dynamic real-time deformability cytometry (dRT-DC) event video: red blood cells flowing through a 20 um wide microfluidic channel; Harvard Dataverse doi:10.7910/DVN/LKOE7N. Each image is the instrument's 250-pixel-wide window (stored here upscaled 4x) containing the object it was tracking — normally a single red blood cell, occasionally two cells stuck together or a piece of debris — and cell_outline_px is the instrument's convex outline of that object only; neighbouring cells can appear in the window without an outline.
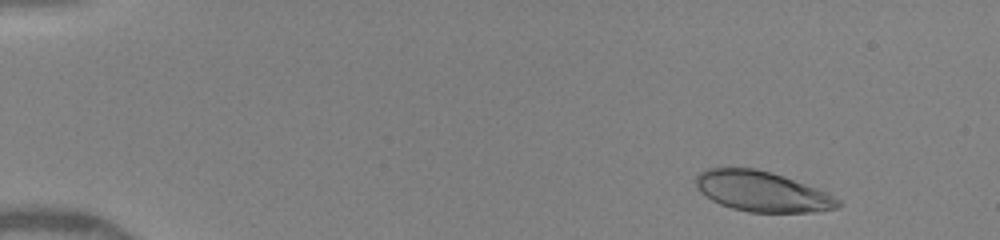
{"species": "human", "species_latin": "Homo sapiens", "temperature_condition": "warm", "stored_images_in_passage": 37, "camera_frame_rate_fps": 3000, "um_per_image_px": 0.085, "donor": {"sex": "female"}, "frame": {"image": 1, "passage_image": 3, "time_ms": 0.667, "image_size_px": [1000, 240], "cell_outline_px": [[840, 204], [836, 208], [812, 212], [748, 212], [732, 208], [720, 204], [712, 200], [700, 192], [696, 184], [696, 176], [700, 172], [708, 168], [756, 168], [772, 172], [784, 176], [816, 188], [840, 200]], "centroid_in_image_um": [64.74, 16.27], "position_along_channel_um": 20.3, "area_um2": 33.06}}
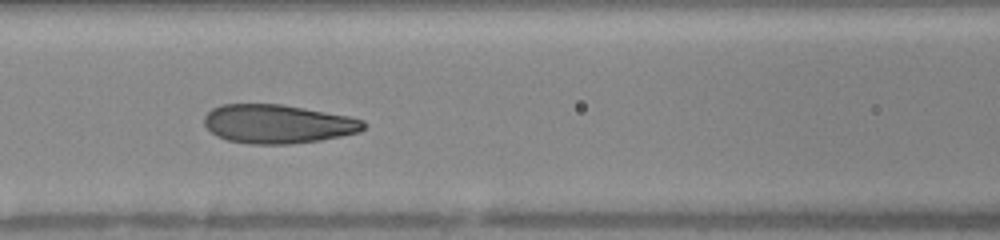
{"frame": {"image": 2, "passage_image": 18, "time_ms": 6.333, "image_size_px": [1000, 240], "cell_outline_px": [[368, 124], [360, 132], [320, 140], [292, 144], [248, 144], [228, 140], [216, 136], [204, 124], [204, 116], [212, 108], [220, 104], [280, 104], [348, 116], [364, 120]], "centroid_in_image_um": [23.6, 10.54], "position_along_channel_um": 143.0, "area_um2": 36.07}}
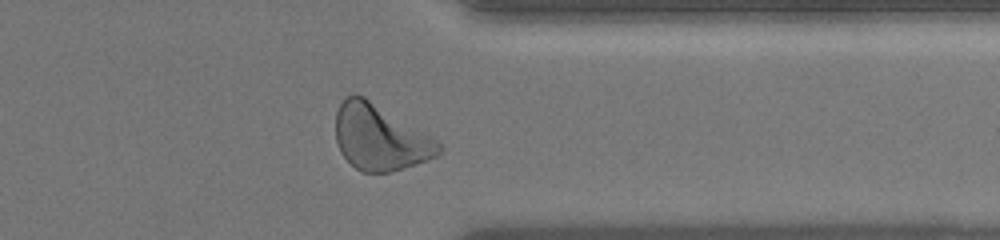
{"frame": {"image": 3, "passage_image": 34, "time_ms": 12.0, "image_size_px": [1000, 240], "cell_outline_px": [[444, 148], [436, 156], [416, 164], [388, 172], [364, 172], [356, 168], [340, 152], [336, 144], [336, 112], [340, 104], [352, 92], [356, 92], [364, 96], [436, 140]], "centroid_in_image_um": [32.26, 11.68], "position_along_channel_um": 379.1, "area_um2": 38.9}, "authors_computed_cell_mechanics": {"area_um2": 35.7782, "velocity_mm_per_s": 4.2022, "shape_relaxation_time_tau1_ms": 4.2403, "shape_relaxation_time_tau2_ms": 0.6499, "deformation_change_tau1": 0.1899, "deformation_change_tau2": 0.0768}}